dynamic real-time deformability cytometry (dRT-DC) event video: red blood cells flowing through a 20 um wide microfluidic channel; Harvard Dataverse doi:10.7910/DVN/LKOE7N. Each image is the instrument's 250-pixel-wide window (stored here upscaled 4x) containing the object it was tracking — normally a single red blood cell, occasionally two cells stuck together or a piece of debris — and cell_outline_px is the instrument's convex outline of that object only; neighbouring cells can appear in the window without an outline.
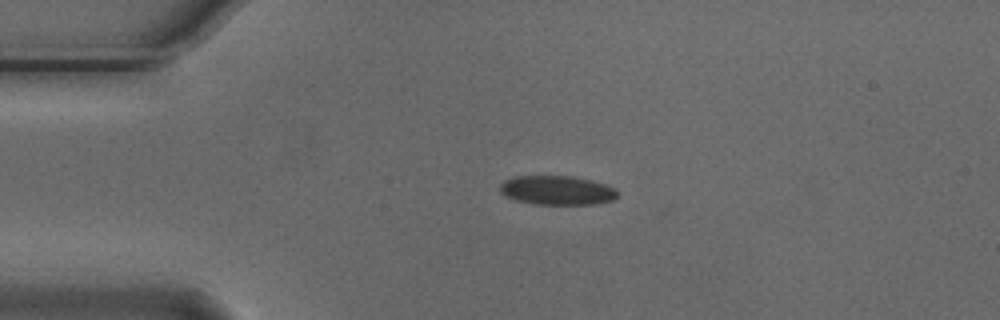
{"species": "Egyptian fruit bat (a non-hibernating species)", "species_latin": "Rousettus aegyptiacus", "temperature_condition": "cold", "stored_images_in_passage": 2, "camera_frame_rate_fps": 3000, "um_per_image_px": 0.085, "animal": {"sex": "male"}, "frame": {"image": 1, "passage_image": 1, "time_ms": 0.0, "image_size_px": [1000, 320], "cell_outline_px": [[616, 196], [612, 200], [596, 204], [536, 204], [516, 200], [500, 192], [500, 184], [504, 180], [512, 176], [572, 176], [592, 180], [616, 188]], "centroid_in_image_um": [47.34, 16.16], "position_along_channel_um": 37.7, "area_um2": 19.88}}